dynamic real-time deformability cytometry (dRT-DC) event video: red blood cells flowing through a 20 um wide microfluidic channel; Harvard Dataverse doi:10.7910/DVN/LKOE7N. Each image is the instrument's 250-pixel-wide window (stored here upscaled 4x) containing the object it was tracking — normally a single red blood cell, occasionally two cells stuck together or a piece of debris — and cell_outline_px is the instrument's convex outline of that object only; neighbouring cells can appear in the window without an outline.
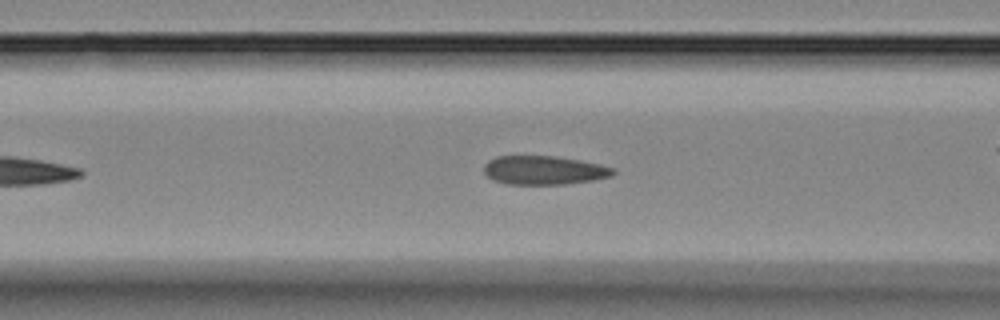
{"species": "Egyptian fruit bat (a non-hibernating species)", "species_latin": "Rousettus aegyptiacus", "temperature_condition": "room temperature", "stored_images_in_passage": 33, "camera_frame_rate_fps": 3000, "um_per_image_px": 0.085, "animal": {"sex": "female"}, "frame": {"image": 1, "passage_image": 10, "time_ms": 3.0, "image_size_px": [1000, 320], "cell_outline_px": [[616, 172], [612, 176], [592, 180], [564, 184], [508, 184], [492, 180], [484, 172], [484, 164], [488, 160], [496, 156], [556, 156], [580, 160], [600, 164], [616, 168]], "centroid_in_image_um": [46.24, 14.46], "position_along_channel_um": 120.4, "area_um2": 21.79}}
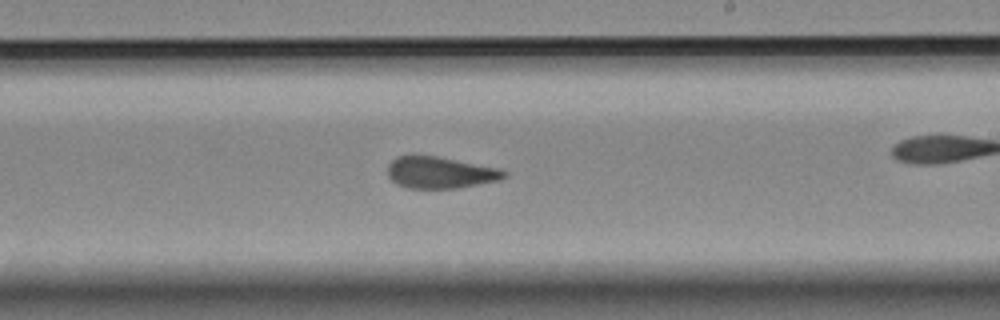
{"frame": {"image": 2, "passage_image": 19, "time_ms": 6.0, "image_size_px": [1000, 320], "cell_outline_px": [[508, 176], [500, 180], [456, 188], [408, 188], [396, 184], [388, 176], [388, 164], [396, 156], [412, 152], [436, 156], [500, 168], [508, 172]], "centroid_in_image_um": [37.38, 14.63], "position_along_channel_um": 251.6, "area_um2": 22.02}}
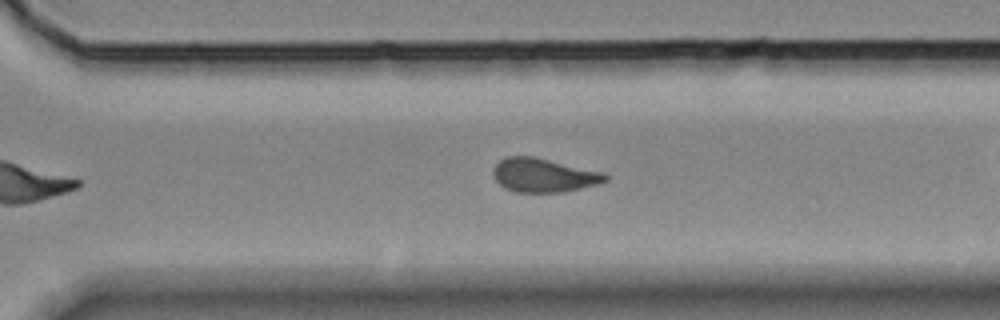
{"frame": {"image": 3, "passage_image": 24, "time_ms": 7.667, "image_size_px": [1000, 320], "cell_outline_px": [[608, 180], [600, 184], [560, 192], [516, 192], [504, 188], [496, 180], [492, 172], [492, 168], [500, 160], [508, 156], [532, 156], [604, 172], [608, 176]], "centroid_in_image_um": [46.21, 14.89], "position_along_channel_um": 324.4, "area_um2": 22.08}}